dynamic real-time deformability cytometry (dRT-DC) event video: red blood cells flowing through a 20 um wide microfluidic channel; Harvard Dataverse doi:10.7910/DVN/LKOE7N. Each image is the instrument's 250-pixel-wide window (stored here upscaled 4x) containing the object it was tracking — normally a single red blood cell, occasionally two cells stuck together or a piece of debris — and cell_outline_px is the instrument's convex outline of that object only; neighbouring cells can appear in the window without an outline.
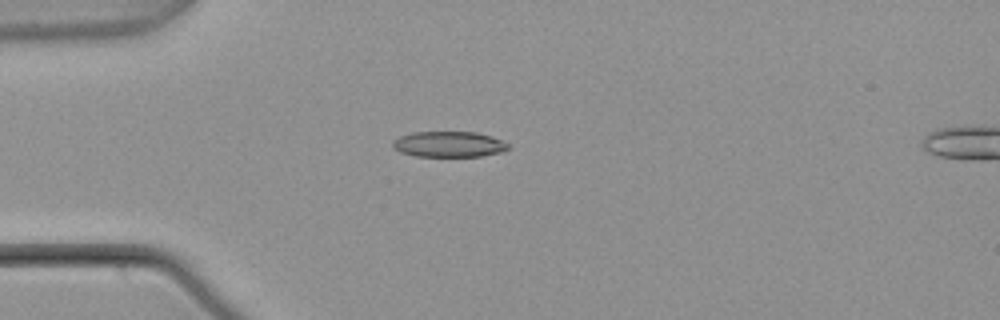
{"species": "common noctule bat (a hibernating species)", "species_latin": "Nyctalus noctula", "temperature_condition": "warm", "stored_images_in_passage": 2, "camera_frame_rate_fps": 3000, "um_per_image_px": 0.085, "animal": {"sex": "male", "body_mass_g": 21.5, "forearm_length_mm": 52.0}, "frame": {"image": 1, "passage_image": 1, "time_ms": 0.0, "image_size_px": [1000, 320], "cell_outline_px": [[508, 148], [500, 152], [480, 156], [416, 156], [400, 152], [392, 148], [392, 140], [400, 136], [412, 132], [476, 132], [492, 136], [508, 144]], "centroid_in_image_um": [38.1, 12.25], "position_along_channel_um": 46.9, "area_um2": 17.22}}